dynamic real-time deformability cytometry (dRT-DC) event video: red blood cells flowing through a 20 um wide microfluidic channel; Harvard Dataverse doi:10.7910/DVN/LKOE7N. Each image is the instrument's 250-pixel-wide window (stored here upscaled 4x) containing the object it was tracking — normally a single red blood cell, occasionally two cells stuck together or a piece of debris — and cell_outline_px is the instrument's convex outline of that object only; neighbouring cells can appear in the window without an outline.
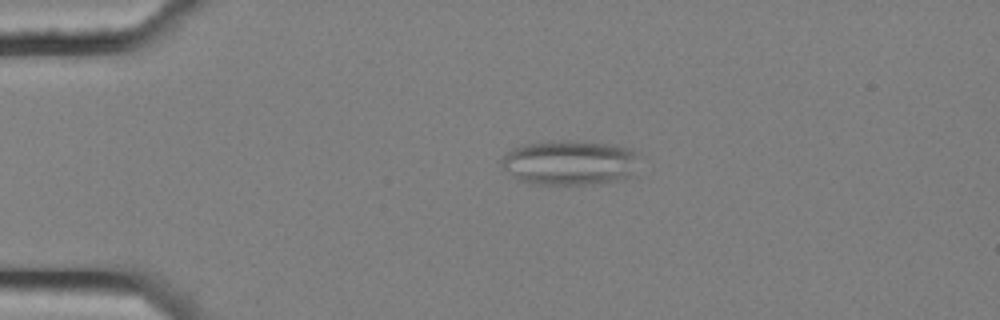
{"species": "common noctule bat (a hibernating species)", "species_latin": "Nyctalus noctula", "temperature_condition": "cold", "stored_images_in_passage": 4, "camera_frame_rate_fps": 3000, "um_per_image_px": 0.085, "animal": {"sex": "female", "body_mass_g": 25.1}, "frame": {"image": 1, "passage_image": 3, "time_ms": 0.667, "image_size_px": [1000, 320], "cell_outline_px": [[640, 152], [632, 176], [616, 180], [592, 184], [528, 184], [516, 180], [500, 164], [500, 160], [512, 148], [528, 144], [548, 140], [584, 140], [616, 144], [632, 148]], "centroid_in_image_um": [48.45, 13.8], "position_along_channel_um": 36.5, "area_um2": 36.82}}